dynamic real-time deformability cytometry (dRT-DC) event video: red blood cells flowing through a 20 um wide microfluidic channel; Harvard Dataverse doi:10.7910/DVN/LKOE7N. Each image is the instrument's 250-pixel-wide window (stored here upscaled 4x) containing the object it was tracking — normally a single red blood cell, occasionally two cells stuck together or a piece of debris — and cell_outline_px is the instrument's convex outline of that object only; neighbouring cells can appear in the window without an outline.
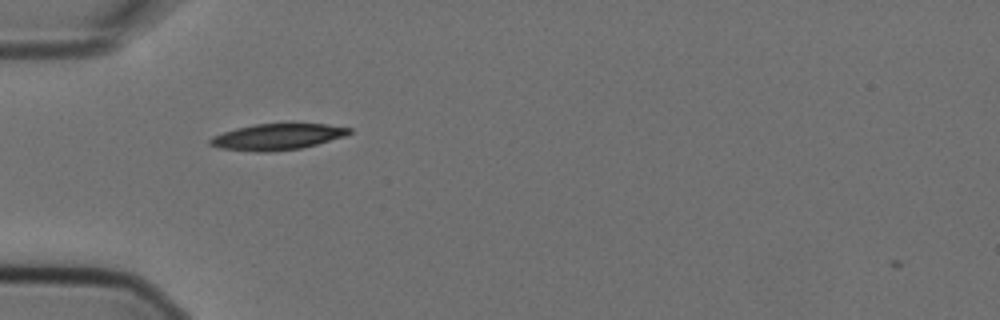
{"species": "Egyptian fruit bat (a non-hibernating species)", "species_latin": "Rousettus aegyptiacus", "temperature_condition": "cold", "stored_images_in_passage": 4, "camera_frame_rate_fps": 3000, "um_per_image_px": 0.085, "animal": {"sex": "female"}, "frame": {"image": 1, "passage_image": 1, "time_ms": 0.0, "image_size_px": [1000, 320], "cell_outline_px": [[352, 132], [344, 136], [316, 144], [300, 148], [268, 152], [256, 152], [220, 148], [208, 144], [208, 140], [212, 136], [236, 128], [256, 124], [328, 124], [352, 128]], "centroid_in_image_um": [23.54, 11.63], "position_along_channel_um": 61.5, "area_um2": 21.04}}
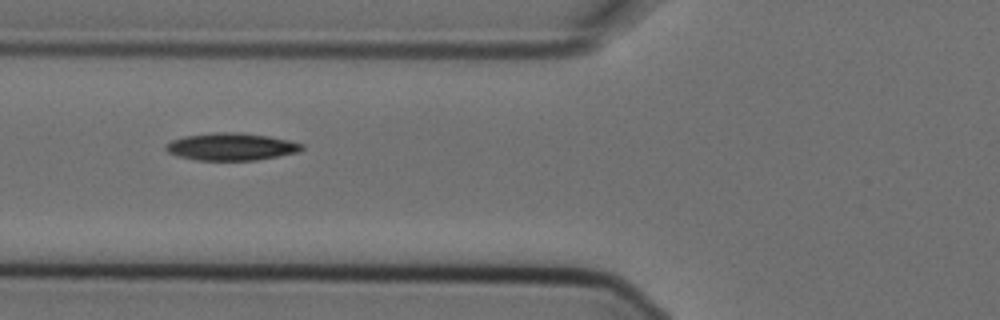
{"frame": {"image": 2, "passage_image": 2, "time_ms": 0.333, "image_size_px": [1000, 320], "cell_outline_px": [[304, 148], [300, 152], [256, 160], [196, 160], [176, 156], [168, 152], [164, 148], [164, 144], [172, 140], [184, 136], [212, 132], [240, 132], [268, 136], [288, 140], [304, 144]], "centroid_in_image_um": [19.63, 12.46], "position_along_channel_um": 106.2, "area_um2": 21.91}}
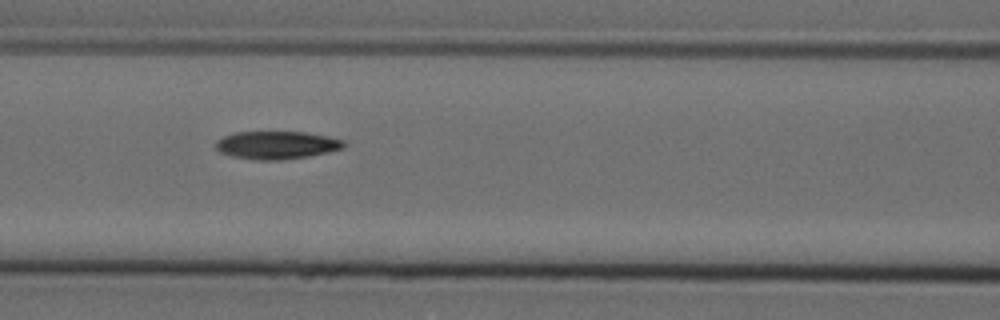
{"frame": {"image": 3, "passage_image": 3, "time_ms": 0.667, "image_size_px": [1000, 320], "cell_outline_px": [[348, 144], [344, 148], [328, 152], [308, 156], [280, 160], [256, 160], [232, 156], [220, 152], [216, 148], [216, 140], [224, 136], [236, 132], [308, 132], [328, 136], [344, 140]], "centroid_in_image_um": [23.55, 12.33], "position_along_channel_um": 143.0, "area_um2": 20.92}}